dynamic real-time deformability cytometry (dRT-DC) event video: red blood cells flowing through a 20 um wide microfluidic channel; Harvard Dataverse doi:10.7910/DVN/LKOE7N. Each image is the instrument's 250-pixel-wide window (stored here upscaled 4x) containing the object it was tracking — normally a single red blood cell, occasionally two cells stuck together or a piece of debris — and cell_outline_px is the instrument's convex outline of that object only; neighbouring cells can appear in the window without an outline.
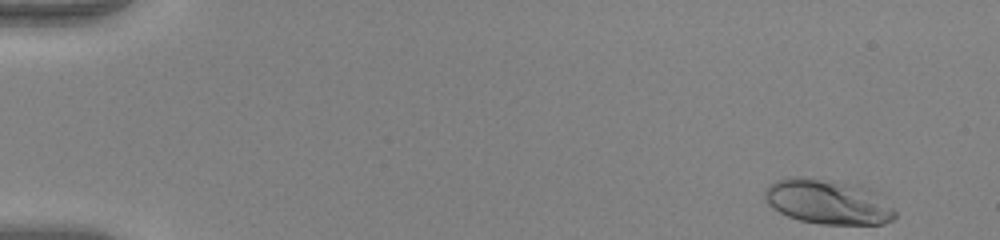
{"species": "human", "species_latin": "Homo sapiens", "temperature_condition": "warm", "stored_images_in_passage": 48, "camera_frame_rate_fps": 3000, "um_per_image_px": 0.085, "donor": {"sex": "female"}, "frame": {"image": 1, "passage_image": 1, "time_ms": 0.0, "image_size_px": [1000, 240], "cell_outline_px": [[896, 216], [892, 220], [884, 224], [820, 224], [800, 220], [788, 216], [772, 208], [764, 200], [764, 192], [768, 184], [776, 180], [788, 176], [800, 176], [832, 180], [860, 184], [872, 188], [880, 192], [896, 212]], "centroid_in_image_um": [70.4, 17.12], "position_along_channel_um": 14.6, "area_um2": 34.91}}
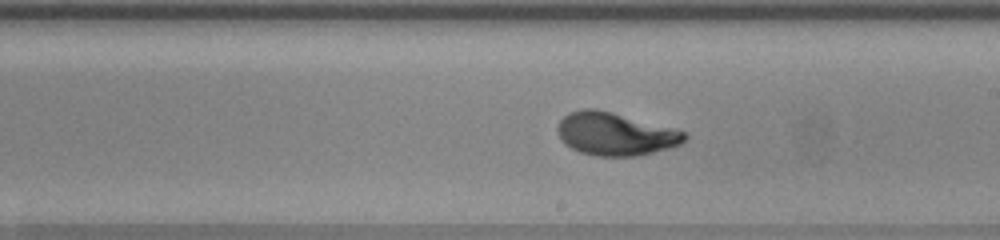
{"frame": {"image": 2, "passage_image": 28, "time_ms": 9.0, "image_size_px": [1000, 240], "cell_outline_px": [[688, 136], [680, 144], [668, 148], [652, 152], [632, 156], [596, 156], [580, 152], [564, 144], [560, 140], [556, 132], [556, 128], [560, 120], [568, 112], [584, 108], [596, 108], [612, 112], [688, 132]], "centroid_in_image_um": [52.25, 11.38], "position_along_channel_um": 236.8, "area_um2": 31.79}}
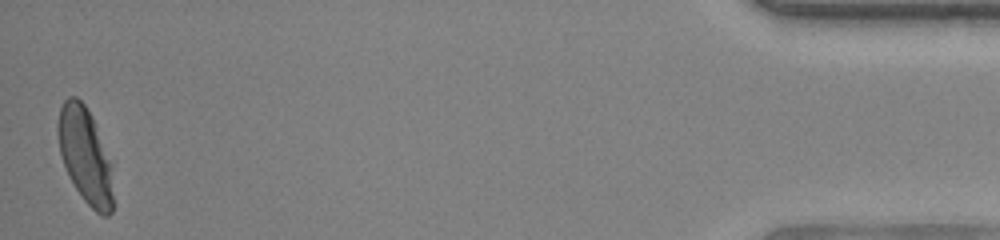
{"frame": {"image": 3, "passage_image": 48, "time_ms": 15.667, "image_size_px": [1000, 240], "cell_outline_px": [[116, 204], [112, 212], [108, 216], [100, 216], [84, 200], [68, 176], [60, 156], [56, 132], [56, 124], [60, 108], [64, 100], [68, 96], [76, 96], [84, 104], [92, 116], [112, 164]], "centroid_in_image_um": [7.27, 13.27], "position_along_channel_um": 427.9, "area_um2": 31.79}, "authors_computed_cell_mechanics": {"area_um2": 31.1253, "velocity_mm_per_s": 4.1006, "shape_relaxation_time_tau1_ms": 3.1697, "shape_relaxation_time_tau2_ms": null, "deformation_change_tau1": 0.2022, "deformation_change_tau2": null}}